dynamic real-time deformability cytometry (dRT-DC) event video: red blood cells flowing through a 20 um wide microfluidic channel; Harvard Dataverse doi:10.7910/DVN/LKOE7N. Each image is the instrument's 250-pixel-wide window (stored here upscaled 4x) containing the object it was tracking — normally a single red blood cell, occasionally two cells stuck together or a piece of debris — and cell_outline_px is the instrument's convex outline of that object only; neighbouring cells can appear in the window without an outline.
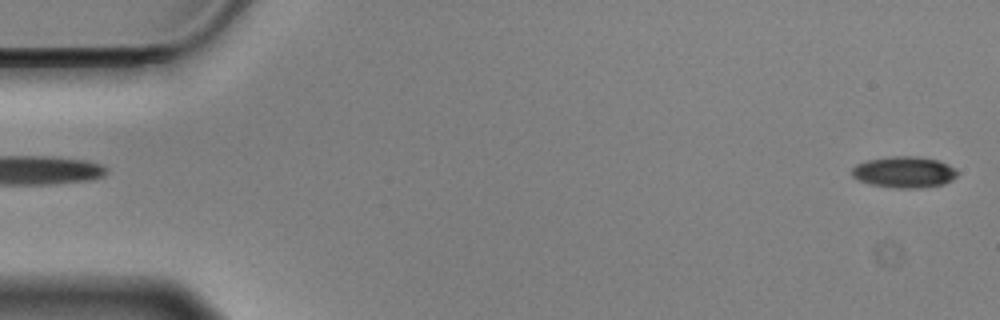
{"species": "Egyptian fruit bat (a non-hibernating species)", "species_latin": "Rousettus aegyptiacus", "temperature_condition": "cold", "stored_images_in_passage": 56, "camera_frame_rate_fps": 3000, "um_per_image_px": 0.085, "animal": {"sex": "male"}, "frame": {"image": 1, "passage_image": 1, "time_ms": 0.0, "image_size_px": [1000, 320], "cell_outline_px": [[956, 176], [952, 180], [944, 184], [920, 188], [896, 188], [872, 184], [860, 180], [852, 176], [852, 168], [856, 164], [868, 160], [892, 156], [920, 156], [940, 160], [948, 164], [956, 172]], "centroid_in_image_um": [76.86, 14.62], "position_along_channel_um": 8.1, "area_um2": 19.13}}
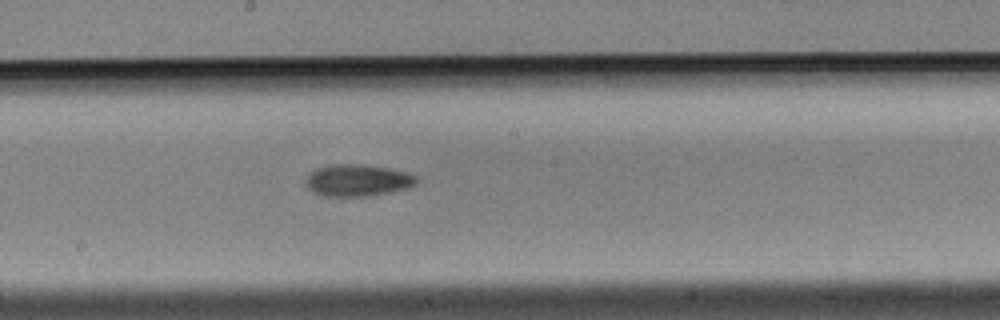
{"frame": {"image": 2, "passage_image": 30, "time_ms": 9.667, "image_size_px": [1000, 320], "cell_outline_px": [[420, 180], [416, 184], [408, 188], [368, 196], [324, 196], [312, 192], [304, 184], [304, 180], [308, 172], [316, 168], [332, 164], [364, 164], [388, 168], [404, 172], [416, 176]], "centroid_in_image_um": [30.34, 15.32], "position_along_channel_um": 217.9, "area_um2": 20.81}}
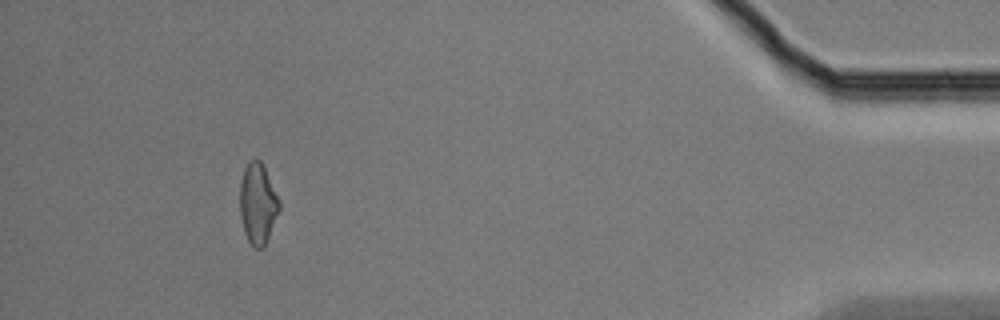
{"frame": {"image": 3, "passage_image": 52, "time_ms": 17.0, "image_size_px": [1000, 320], "cell_outline_px": [[280, 208], [264, 248], [256, 248], [248, 240], [244, 232], [240, 216], [240, 184], [244, 168], [248, 160], [260, 160], [280, 200]], "centroid_in_image_um": [21.9, 17.31], "position_along_channel_um": 413.3, "area_um2": 18.38}, "authors_computed_cell_mechanics": {"area_um2": 19.4208, "velocity_mm_per_s": 3.5325, "shape_relaxation_time_tau1_ms": 5.6566, "shape_relaxation_time_tau2_ms": 6.7634, "deformation_change_tau1": 0.1219, "deformation_change_tau2": 0.1346}}